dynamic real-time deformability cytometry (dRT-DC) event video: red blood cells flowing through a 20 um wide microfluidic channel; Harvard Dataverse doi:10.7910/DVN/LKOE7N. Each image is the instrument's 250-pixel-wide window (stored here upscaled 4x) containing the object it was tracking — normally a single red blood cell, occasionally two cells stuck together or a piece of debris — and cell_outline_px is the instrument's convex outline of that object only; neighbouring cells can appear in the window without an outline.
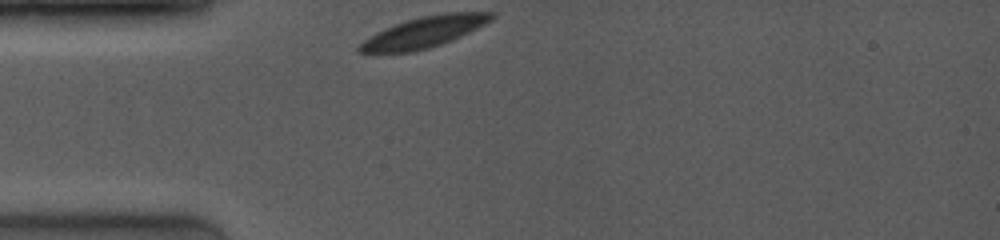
{"species": "common noctule bat (a hibernating species)", "species_latin": "Nyctalus noctula", "temperature_condition": "room temperature", "stored_images_in_passage": 31, "camera_frame_rate_fps": 4000, "um_per_image_px": 0.085, "animal": {"sex": "female", "body_mass_g": 19.0, "forearm_length_mm": 53.3}, "frame": {"image": 1, "passage_image": 1, "time_ms": 0.0, "image_size_px": [1000, 240], "cell_outline_px": [[496, 16], [492, 20], [460, 36], [440, 44], [428, 48], [412, 52], [356, 52], [356, 48], [368, 36], [384, 28], [420, 16], [444, 12], [492, 12]], "centroid_in_image_um": [36.03, 2.71], "position_along_channel_um": 49.0, "area_um2": 23.52}}
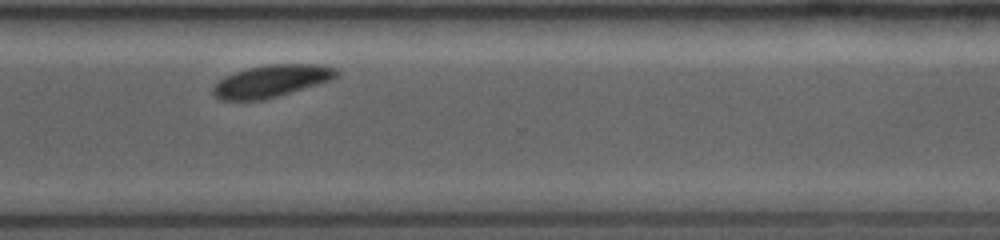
{"frame": {"image": 2, "passage_image": 25, "time_ms": 8.0, "image_size_px": [1000, 240], "cell_outline_px": [[340, 72], [332, 80], [320, 84], [264, 100], [220, 100], [212, 92], [212, 88], [220, 80], [236, 72], [248, 68], [268, 64], [320, 64], [336, 68]], "centroid_in_image_um": [23.12, 6.89], "position_along_channel_um": 347.5, "area_um2": 23.12}}
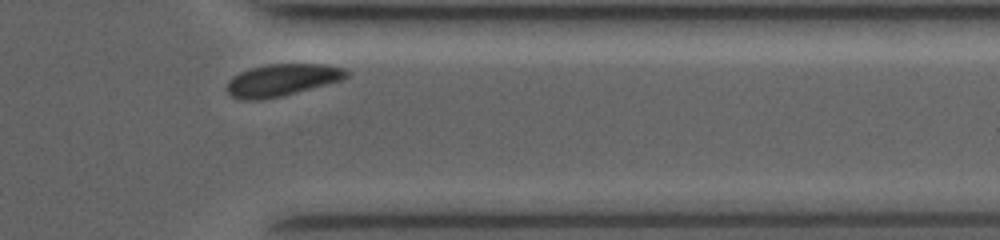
{"frame": {"image": 3, "passage_image": 29, "time_ms": 9.0, "image_size_px": [1000, 240], "cell_outline_px": [[352, 72], [344, 80], [264, 100], [240, 100], [232, 96], [224, 88], [228, 80], [232, 76], [240, 72], [252, 68], [268, 64], [324, 64], [344, 68]], "centroid_in_image_um": [23.97, 6.8], "position_along_channel_um": 387.4, "area_um2": 22.6}, "authors_computed_cell_mechanics": {"area_um2": 24.0448, "velocity_mm_per_s": 3.8779, "shape_relaxation_time_tau1_ms": 0.9296, "shape_relaxation_time_tau2_ms": null, "deformation_change_tau1": 0.0578, "deformation_change_tau2": null}}